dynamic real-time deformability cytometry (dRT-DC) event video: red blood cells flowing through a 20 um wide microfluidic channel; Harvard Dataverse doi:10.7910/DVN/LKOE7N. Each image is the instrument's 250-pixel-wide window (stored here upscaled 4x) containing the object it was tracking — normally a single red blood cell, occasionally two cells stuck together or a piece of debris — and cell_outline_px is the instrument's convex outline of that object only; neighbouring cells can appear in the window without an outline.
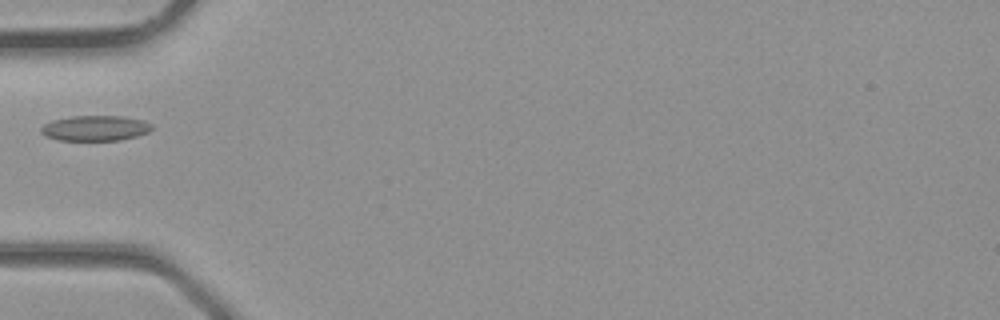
{"species": "common noctule bat (a hibernating species)", "species_latin": "Nyctalus noctula", "temperature_condition": "room temperature", "stored_images_in_passage": 3, "camera_frame_rate_fps": 3000, "um_per_image_px": 0.085, "animal": {"sex": "male", "body_mass_g": 23.1, "forearm_length_mm": 52.7}, "frame": {"image": 1, "passage_image": 3, "time_ms": 0.667, "image_size_px": [1000, 320], "cell_outline_px": [[152, 128], [148, 132], [136, 136], [120, 140], [60, 140], [44, 136], [40, 132], [40, 128], [44, 124], [52, 120], [72, 116], [124, 116], [140, 120], [152, 124]], "centroid_in_image_um": [8.06, 10.89], "position_along_channel_um": 76.9, "area_um2": 16.3}}